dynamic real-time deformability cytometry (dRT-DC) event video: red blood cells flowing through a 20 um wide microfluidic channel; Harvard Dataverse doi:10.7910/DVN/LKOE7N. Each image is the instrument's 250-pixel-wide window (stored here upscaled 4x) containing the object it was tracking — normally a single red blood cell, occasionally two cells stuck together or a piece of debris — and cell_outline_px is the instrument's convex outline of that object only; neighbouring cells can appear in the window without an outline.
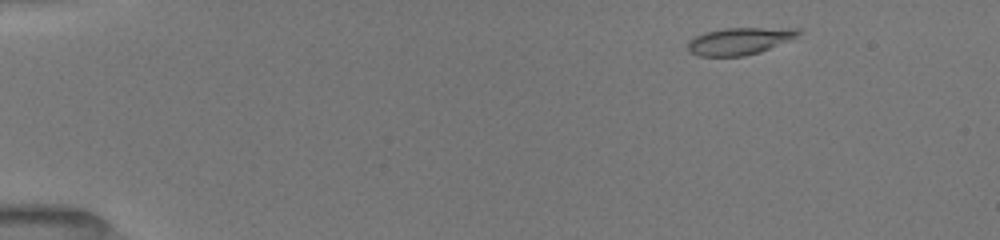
{"species": "common noctule bat (a hibernating species)", "species_latin": "Nyctalus noctula", "temperature_condition": "room temperature", "stored_images_in_passage": 11, "camera_frame_rate_fps": 3000, "um_per_image_px": 0.085, "animal": {"sex": "female", "body_mass_g": 19.5, "forearm_length_mm": 54.1}, "frame": {"image": 1, "passage_image": 3, "time_ms": 1.0, "image_size_px": [1000, 240], "cell_outline_px": [[800, 32], [796, 36], [760, 52], [744, 56], [700, 56], [688, 52], [688, 40], [704, 32], [724, 28], [800, 28]], "centroid_in_image_um": [62.79, 3.49], "position_along_channel_um": 22.2, "area_um2": 17.28}}
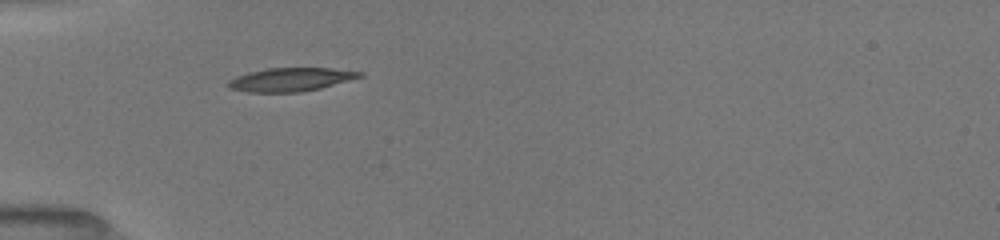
{"frame": {"image": 2, "passage_image": 10, "time_ms": 4.333, "image_size_px": [1000, 240], "cell_outline_px": [[364, 76], [320, 88], [300, 92], [248, 92], [228, 88], [228, 80], [236, 76], [248, 72], [264, 68], [332, 68], [364, 72]], "centroid_in_image_um": [24.7, 6.75], "position_along_channel_um": 60.3, "area_um2": 18.03}}